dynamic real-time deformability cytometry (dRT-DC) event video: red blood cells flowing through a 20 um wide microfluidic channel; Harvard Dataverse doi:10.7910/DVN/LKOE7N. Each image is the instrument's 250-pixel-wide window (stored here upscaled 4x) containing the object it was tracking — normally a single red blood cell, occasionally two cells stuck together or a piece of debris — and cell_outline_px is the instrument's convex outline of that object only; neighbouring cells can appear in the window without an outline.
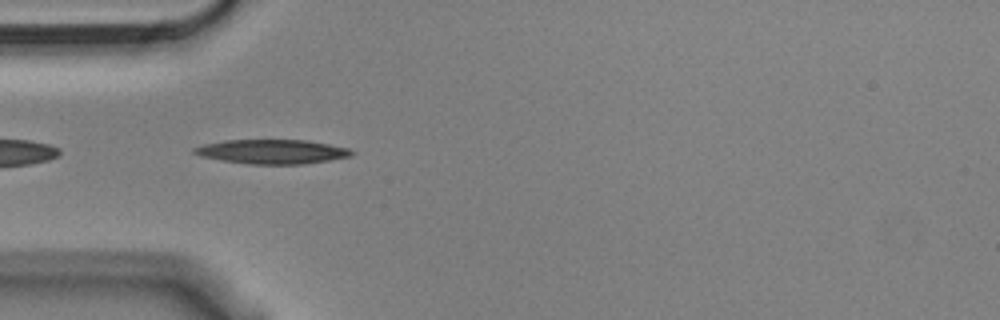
{"species": "Egyptian fruit bat (a non-hibernating species)", "species_latin": "Rousettus aegyptiacus", "temperature_condition": "cold", "stored_images_in_passage": 40, "camera_frame_rate_fps": 3000, "um_per_image_px": 0.085, "animal": {"sex": "male"}, "frame": {"image": 1, "passage_image": 2, "time_ms": 0.333, "image_size_px": [1000, 320], "cell_outline_px": [[356, 152], [352, 156], [304, 164], [248, 164], [200, 156], [192, 152], [192, 148], [204, 144], [224, 140], [308, 140], [348, 148]], "centroid_in_image_um": [23.13, 12.88], "position_along_channel_um": 61.9, "area_um2": 22.25}}
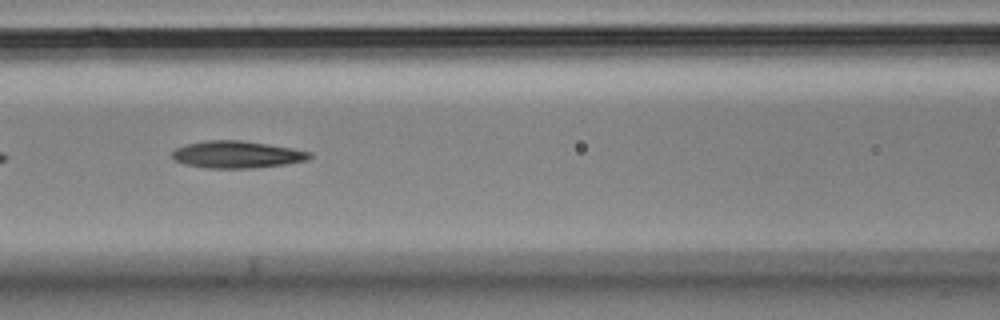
{"frame": {"image": 2, "passage_image": 9, "time_ms": 2.667, "image_size_px": [1000, 320], "cell_outline_px": [[312, 156], [308, 160], [284, 164], [252, 168], [208, 168], [184, 164], [172, 160], [172, 152], [176, 148], [184, 144], [208, 140], [240, 140], [292, 148], [308, 152]], "centroid_in_image_um": [20.07, 13.13], "position_along_channel_um": 146.5, "area_um2": 21.62}}
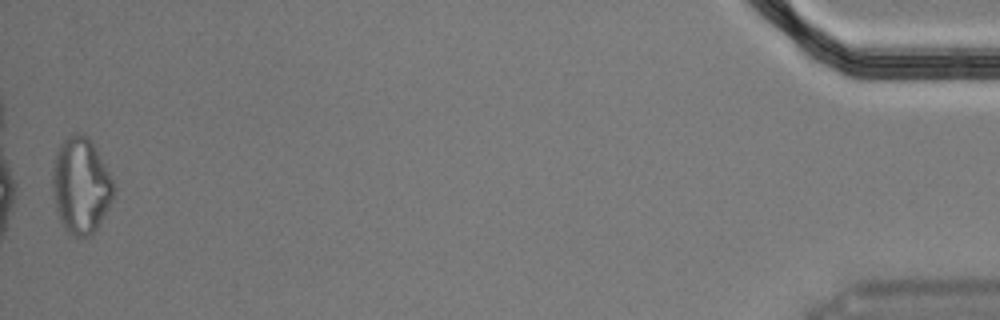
{"frame": {"image": 3, "passage_image": 40, "time_ms": 13.0, "image_size_px": [1000, 320], "cell_outline_px": [[116, 188], [112, 200], [92, 236], [72, 236], [64, 228], [60, 220], [56, 208], [52, 188], [52, 164], [56, 152], [60, 144], [72, 132], [80, 132], [88, 136], [104, 164]], "centroid_in_image_um": [6.85, 15.76], "position_along_channel_um": 428.3, "area_um2": 34.22}, "authors_computed_cell_mechanics": {"area_um2": 21.6172, "velocity_mm_per_s": 3.6407, "shape_relaxation_time_tau1_ms": 6.962, "shape_relaxation_time_tau2_ms": 7.7301, "deformation_change_tau1": 0.1977, "deformation_change_tau2": 0.2124}}